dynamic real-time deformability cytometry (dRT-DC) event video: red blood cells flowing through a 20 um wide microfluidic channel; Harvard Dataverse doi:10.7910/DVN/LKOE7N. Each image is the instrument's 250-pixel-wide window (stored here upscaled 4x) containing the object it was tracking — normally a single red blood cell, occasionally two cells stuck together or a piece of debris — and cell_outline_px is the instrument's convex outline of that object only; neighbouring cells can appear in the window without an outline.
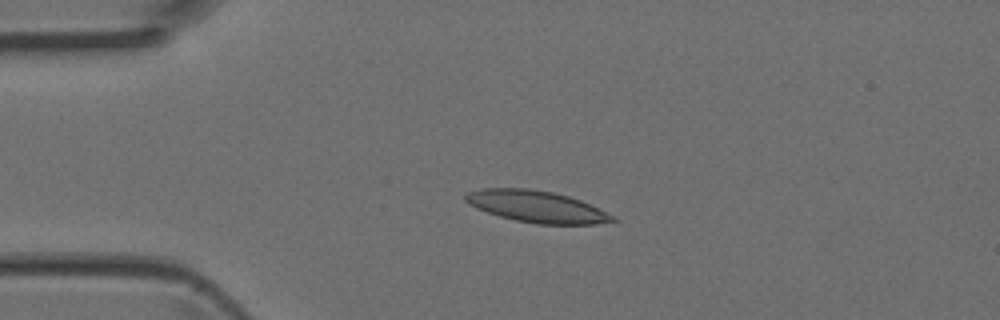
{"species": "Egyptian fruit bat (a non-hibernating species)", "species_latin": "Rousettus aegyptiacus", "temperature_condition": "room temperature", "stored_images_in_passage": 4, "camera_frame_rate_fps": 3000, "um_per_image_px": 0.085, "animal": {"sex": "female"}, "frame": {"image": 1, "passage_image": 3, "time_ms": 0.667, "image_size_px": [1000, 320], "cell_outline_px": [[620, 220], [596, 224], [536, 224], [516, 220], [500, 216], [476, 208], [468, 204], [464, 200], [464, 196], [468, 192], [480, 188], [528, 188], [552, 192], [568, 196], [580, 200], [616, 216]], "centroid_in_image_um": [45.62, 17.56], "position_along_channel_um": 39.4, "area_um2": 27.17}}
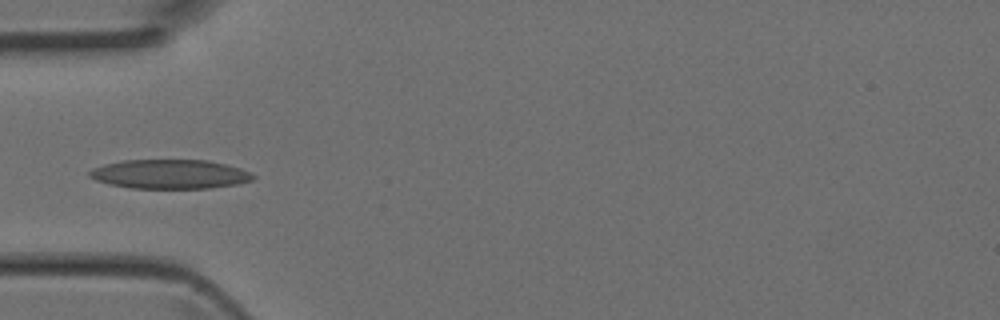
{"frame": {"image": 2, "passage_image": 4, "time_ms": 1.0, "image_size_px": [1000, 320], "cell_outline_px": [[256, 176], [252, 180], [236, 184], [208, 188], [132, 188], [108, 184], [96, 180], [88, 176], [88, 172], [92, 168], [104, 164], [124, 160], [208, 160], [240, 168]], "centroid_in_image_um": [14.4, 14.8], "position_along_channel_um": 70.6, "area_um2": 27.74}}